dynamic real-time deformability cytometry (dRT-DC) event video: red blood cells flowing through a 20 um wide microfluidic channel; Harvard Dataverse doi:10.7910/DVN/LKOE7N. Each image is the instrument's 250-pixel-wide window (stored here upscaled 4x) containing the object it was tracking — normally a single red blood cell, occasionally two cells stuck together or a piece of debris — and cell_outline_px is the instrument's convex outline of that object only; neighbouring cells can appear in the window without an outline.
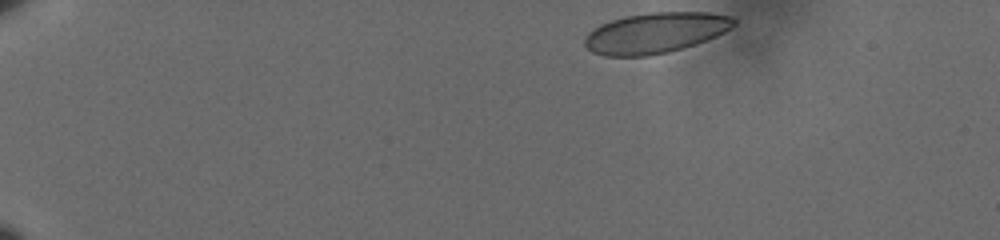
{"species": "human", "species_latin": "Homo sapiens", "temperature_condition": "cold", "stored_images_in_passage": 47, "camera_frame_rate_fps": 3000, "um_per_image_px": 0.085, "donor": {"sex": "male"}, "frame": {"image": 1, "passage_image": 1, "time_ms": 0.0, "image_size_px": [1000, 240], "cell_outline_px": [[736, 24], [724, 32], [716, 36], [696, 44], [668, 52], [648, 56], [604, 56], [592, 52], [584, 44], [584, 36], [588, 32], [600, 24], [624, 16], [652, 12], [712, 12], [728, 16], [736, 20]], "centroid_in_image_um": [55.69, 2.79], "position_along_channel_um": 29.3, "area_um2": 35.37}}
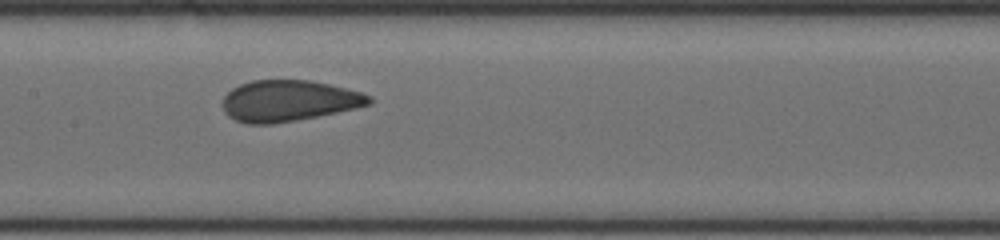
{"frame": {"image": 2, "passage_image": 23, "time_ms": 7.333, "image_size_px": [1000, 240], "cell_outline_px": [[372, 104], [336, 112], [296, 120], [272, 124], [248, 124], [236, 120], [228, 116], [224, 112], [224, 96], [232, 88], [240, 84], [252, 80], [308, 80], [328, 84], [360, 92], [372, 96]], "centroid_in_image_um": [24.52, 8.57], "position_along_channel_um": 182.9, "area_um2": 34.85}}
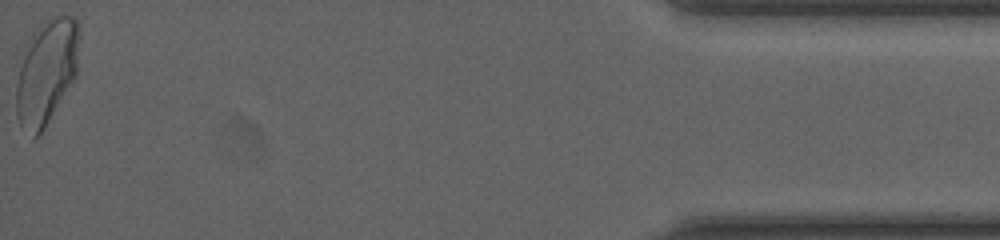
{"frame": {"image": 3, "passage_image": 47, "time_ms": 15.333, "image_size_px": [1000, 240], "cell_outline_px": [[80, 36], [76, 72], [72, 80], [44, 128], [32, 140], [20, 124], [16, 116], [16, 84], [20, 68], [24, 56], [32, 36], [48, 20], [56, 16], [76, 16], [80, 24]], "centroid_in_image_um": [3.97, 6.12], "position_along_channel_um": 431.2, "area_um2": 37.51}}